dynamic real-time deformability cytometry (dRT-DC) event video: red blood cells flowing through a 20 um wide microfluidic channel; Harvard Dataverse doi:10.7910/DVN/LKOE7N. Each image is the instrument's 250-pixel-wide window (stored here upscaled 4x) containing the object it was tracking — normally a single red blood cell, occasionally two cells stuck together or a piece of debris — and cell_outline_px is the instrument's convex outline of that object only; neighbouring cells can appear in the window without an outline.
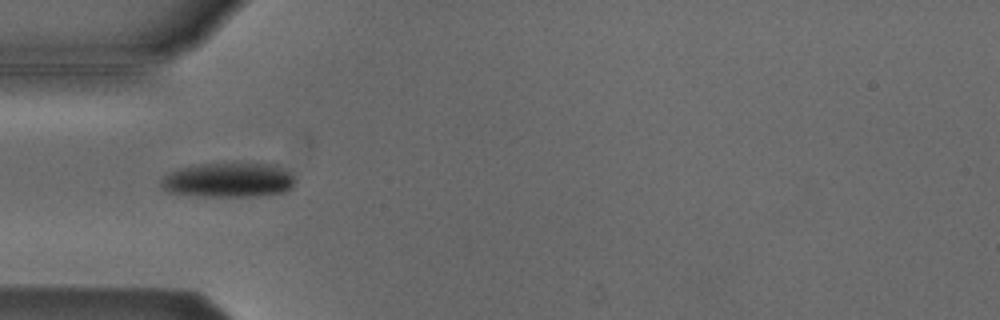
{"species": "Egyptian fruit bat (a non-hibernating species)", "species_latin": "Rousettus aegyptiacus", "temperature_condition": "cold", "stored_images_in_passage": 47, "camera_frame_rate_fps": 3000, "um_per_image_px": 0.085, "animal": {"sex": "male"}, "frame": {"image": 1, "passage_image": 10, "time_ms": 3.0, "image_size_px": [1000, 320], "cell_outline_px": [[296, 180], [292, 188], [284, 192], [256, 196], [200, 196], [168, 192], [160, 184], [160, 180], [168, 172], [180, 168], [200, 164], [236, 160], [276, 164], [288, 172]], "centroid_in_image_um": [19.44, 15.25], "position_along_channel_um": 65.6, "area_um2": 27.98}}
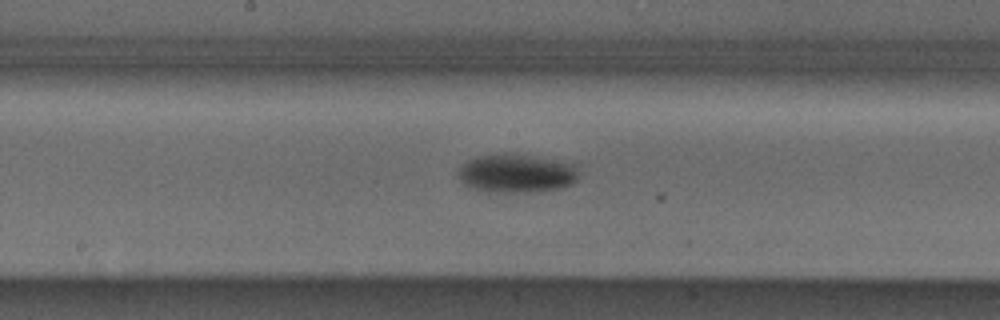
{"frame": {"image": 2, "passage_image": 21, "time_ms": 6.667, "image_size_px": [1000, 320], "cell_outline_px": [[576, 180], [572, 184], [560, 188], [524, 192], [488, 192], [468, 188], [460, 180], [460, 168], [468, 160], [480, 156], [528, 156], [576, 164]], "centroid_in_image_um": [43.89, 14.79], "position_along_channel_um": 204.3, "area_um2": 26.07}}
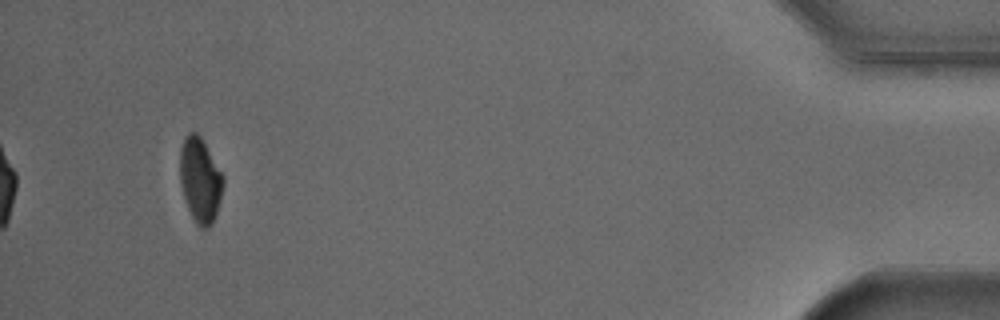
{"frame": {"image": 3, "passage_image": 44, "time_ms": 14.333, "image_size_px": [1000, 320], "cell_outline_px": [[224, 184], [220, 200], [212, 224], [208, 228], [200, 228], [196, 224], [184, 200], [180, 184], [180, 148], [188, 132], [196, 132], [200, 136], [224, 176]], "centroid_in_image_um": [17.0, 15.32], "position_along_channel_um": 418.2, "area_um2": 21.33}, "authors_computed_cell_mechanics": {"area_um2": 24.9118, "velocity_mm_per_s": 3.7983, "shape_relaxation_time_tau1_ms": 1.5435, "shape_relaxation_time_tau2_ms": null, "deformation_change_tau1": 0.0954, "deformation_change_tau2": null}}